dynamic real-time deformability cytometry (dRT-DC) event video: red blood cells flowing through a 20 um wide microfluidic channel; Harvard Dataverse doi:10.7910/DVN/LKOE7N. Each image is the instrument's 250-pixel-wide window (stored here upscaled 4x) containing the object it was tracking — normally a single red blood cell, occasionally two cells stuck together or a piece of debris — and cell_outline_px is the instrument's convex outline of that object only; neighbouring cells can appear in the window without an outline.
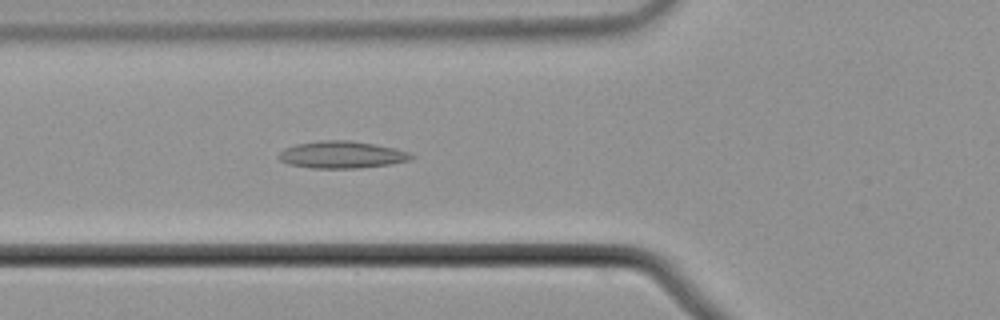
{"species": "common noctule bat (a hibernating species)", "species_latin": "Nyctalus noctula", "temperature_condition": "cold", "stored_images_in_passage": 58, "camera_frame_rate_fps": 3000, "um_per_image_px": 0.085, "animal": {"sex": "male", "body_mass_g": 21.5, "forearm_length_mm": 52.0}, "frame": {"image": 1, "passage_image": 22, "time_ms": 7.0, "image_size_px": [1000, 320], "cell_outline_px": [[416, 156], [408, 160], [388, 164], [356, 168], [312, 168], [288, 164], [280, 160], [276, 156], [284, 148], [296, 144], [320, 140], [352, 140], [392, 148], [408, 152]], "centroid_in_image_um": [28.98, 13.14], "position_along_channel_um": 96.8, "area_um2": 20.75}}
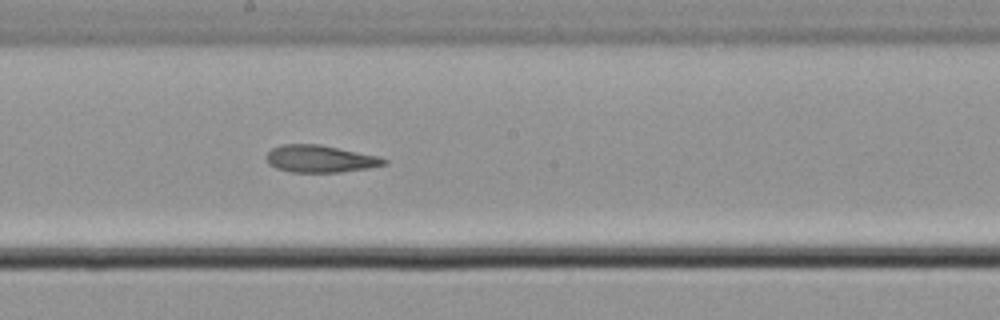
{"frame": {"image": 2, "passage_image": 32, "time_ms": 10.333, "image_size_px": [1000, 320], "cell_outline_px": [[388, 164], [368, 168], [340, 172], [292, 172], [276, 168], [268, 164], [264, 156], [272, 148], [284, 144], [320, 144], [376, 156], [388, 160]], "centroid_in_image_um": [27.17, 13.5], "position_along_channel_um": 221.0, "area_um2": 18.61}}
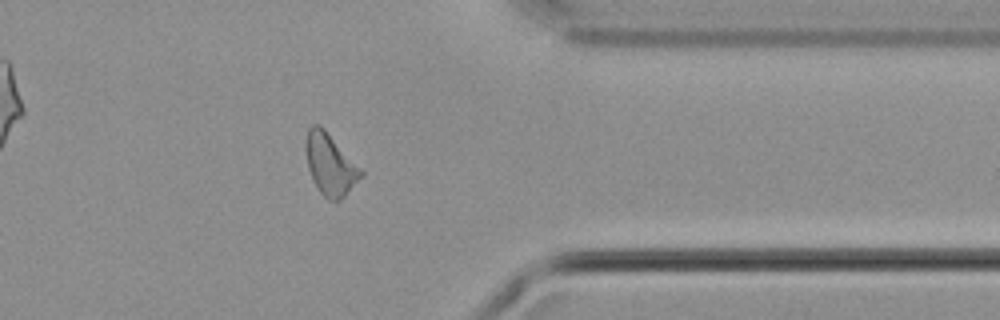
{"frame": {"image": 3, "passage_image": 46, "time_ms": 15.0, "image_size_px": [1000, 320], "cell_outline_px": [[364, 176], [340, 200], [328, 200], [320, 192], [308, 168], [304, 148], [304, 144], [308, 128], [312, 124], [320, 124], [324, 128], [364, 172]], "centroid_in_image_um": [28.05, 13.95], "position_along_channel_um": 383.3, "area_um2": 19.71}}